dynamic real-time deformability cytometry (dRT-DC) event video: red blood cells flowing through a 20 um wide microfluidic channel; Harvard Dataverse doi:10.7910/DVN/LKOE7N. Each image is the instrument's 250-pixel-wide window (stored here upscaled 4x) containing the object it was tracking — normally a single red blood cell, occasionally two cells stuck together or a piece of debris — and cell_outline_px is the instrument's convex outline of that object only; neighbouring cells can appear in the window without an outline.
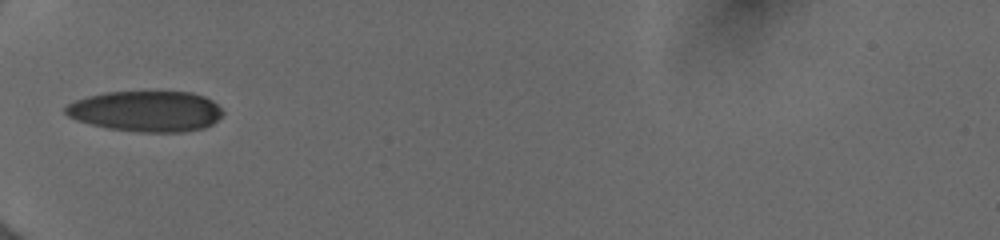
{"species": "human", "species_latin": "Homo sapiens", "temperature_condition": "cold", "stored_images_in_passage": 33, "camera_frame_rate_fps": 3000, "um_per_image_px": 0.085, "donor": {"sex": "female"}, "frame": {"image": 1, "passage_image": 1, "time_ms": 0.0, "image_size_px": [1000, 240], "cell_outline_px": [[224, 112], [212, 124], [204, 128], [184, 132], [144, 132], [108, 128], [76, 120], [68, 116], [64, 112], [64, 108], [68, 104], [76, 100], [88, 96], [104, 92], [192, 92], [204, 96], [212, 100]], "centroid_in_image_um": [12.42, 9.45], "position_along_channel_um": 72.6, "area_um2": 37.22}}
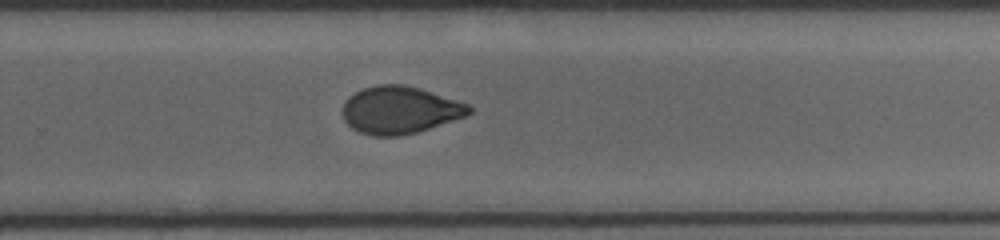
{"frame": {"image": 2, "passage_image": 18, "time_ms": 5.667, "image_size_px": [1000, 240], "cell_outline_px": [[472, 112], [464, 116], [416, 132], [400, 136], [372, 136], [360, 132], [352, 128], [344, 120], [344, 104], [348, 96], [364, 88], [376, 84], [404, 84], [420, 88], [468, 104], [472, 108]], "centroid_in_image_um": [33.96, 9.34], "position_along_channel_um": 295.8, "area_um2": 34.62}}
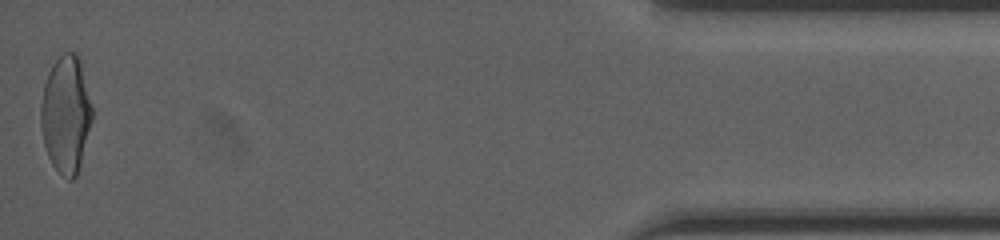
{"frame": {"image": 3, "passage_image": 33, "time_ms": 10.667, "image_size_px": [1000, 240], "cell_outline_px": [[92, 120], [80, 164], [76, 176], [72, 180], [68, 180], [52, 164], [48, 156], [44, 144], [40, 124], [40, 104], [44, 84], [48, 72], [52, 64], [64, 52], [76, 52], [80, 56], [92, 108]], "centroid_in_image_um": [5.59, 9.68], "position_along_channel_um": 429.6, "area_um2": 35.14}, "authors_computed_cell_mechanics": {"area_um2": 35.2002, "velocity_mm_per_s": 4.0215, "shape_relaxation_time_tau1_ms": 5.2597, "shape_relaxation_time_tau2_ms": 1.9053, "deformation_change_tau1": 0.1588, "deformation_change_tau2": 0.0618}}